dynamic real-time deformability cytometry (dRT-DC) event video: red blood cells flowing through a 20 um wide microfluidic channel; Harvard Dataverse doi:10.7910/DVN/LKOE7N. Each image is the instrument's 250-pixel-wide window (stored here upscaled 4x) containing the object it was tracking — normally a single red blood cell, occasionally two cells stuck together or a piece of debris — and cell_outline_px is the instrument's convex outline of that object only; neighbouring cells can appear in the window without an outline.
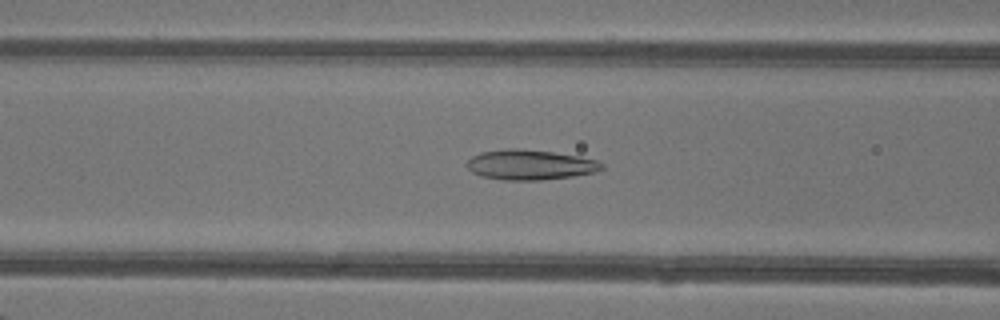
{"species": "common noctule bat (a hibernating species)", "species_latin": "Nyctalus noctula", "temperature_condition": "warm", "stored_images_in_passage": 36, "camera_frame_rate_fps": 3000, "um_per_image_px": 0.085, "animal": {"sex": "female"}, "frame": {"image": 1, "passage_image": 8, "time_ms": 2.333, "image_size_px": [1000, 320], "cell_outline_px": [[604, 168], [592, 172], [572, 176], [540, 180], [504, 180], [480, 176], [472, 172], [468, 168], [468, 160], [472, 156], [480, 152], [508, 148], [520, 148], [552, 152], [580, 156], [596, 160], [604, 164]], "centroid_in_image_um": [45.04, 14.0], "position_along_channel_um": 121.6, "area_um2": 23.58}}
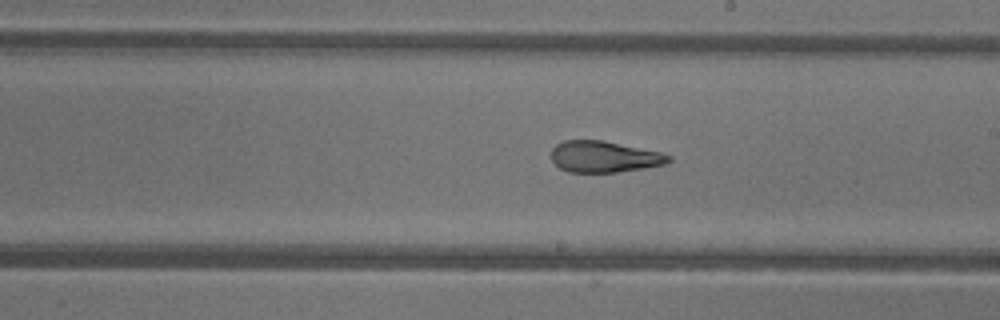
{"frame": {"image": 2, "passage_image": 16, "time_ms": 5.0, "image_size_px": [1000, 320], "cell_outline_px": [[672, 160], [664, 164], [644, 168], [616, 172], [568, 172], [560, 168], [552, 160], [552, 148], [556, 144], [564, 140], [604, 140], [660, 152], [672, 156]], "centroid_in_image_um": [51.35, 13.31], "position_along_channel_um": 237.6, "area_um2": 21.39}}
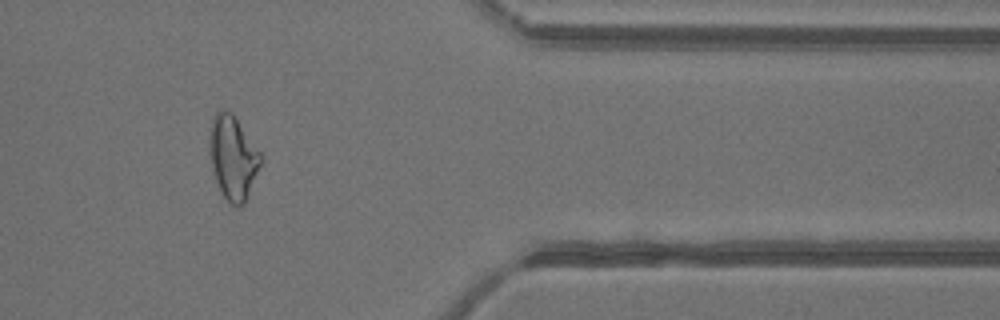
{"frame": {"image": 3, "passage_image": 28, "time_ms": 9.0, "image_size_px": [1000, 320], "cell_outline_px": [[264, 156], [244, 204], [232, 204], [224, 196], [216, 180], [212, 168], [212, 116], [216, 112], [224, 108], [232, 112]], "centroid_in_image_um": [19.86, 13.34], "position_along_channel_um": 391.5, "area_um2": 24.16}, "authors_computed_cell_mechanics": {"area_um2": 23.5535, "velocity_mm_per_s": 4.356, "shape_relaxation_time_tau1_ms": 7.7595, "shape_relaxation_time_tau2_ms": 1.6939, "deformation_change_tau1": 0.2135, "deformation_change_tau2": 0.1012}}